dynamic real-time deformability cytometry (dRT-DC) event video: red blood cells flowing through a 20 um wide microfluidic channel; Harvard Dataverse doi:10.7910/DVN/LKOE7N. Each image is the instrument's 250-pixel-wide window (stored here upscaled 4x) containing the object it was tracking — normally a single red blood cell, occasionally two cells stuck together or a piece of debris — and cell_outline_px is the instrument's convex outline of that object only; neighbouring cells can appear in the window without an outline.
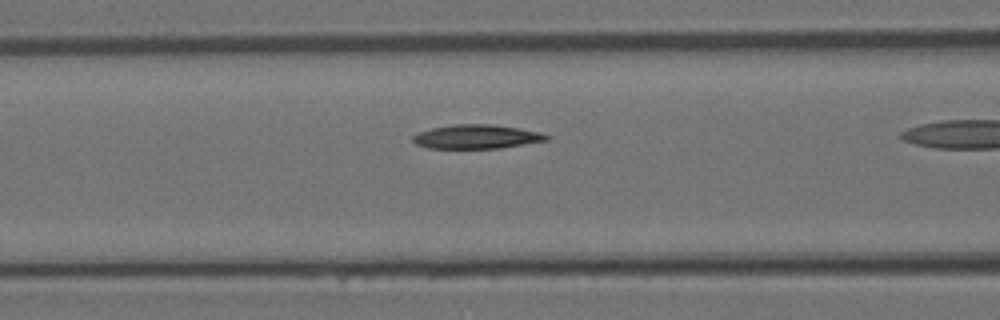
{"species": "Egyptian fruit bat (a non-hibernating species)", "species_latin": "Rousettus aegyptiacus", "temperature_condition": "room temperature", "stored_images_in_passage": 29, "camera_frame_rate_fps": 3000, "um_per_image_px": 0.085, "animal": {"sex": "female"}, "frame": {"image": 1, "passage_image": 12, "time_ms": 3.667, "image_size_px": [1000, 320], "cell_outline_px": [[548, 140], [500, 148], [428, 148], [416, 144], [412, 140], [412, 136], [420, 132], [432, 128], [452, 124], [492, 124], [540, 132], [548, 136]], "centroid_in_image_um": [40.47, 11.62], "position_along_channel_um": 126.1, "area_um2": 18.5}}
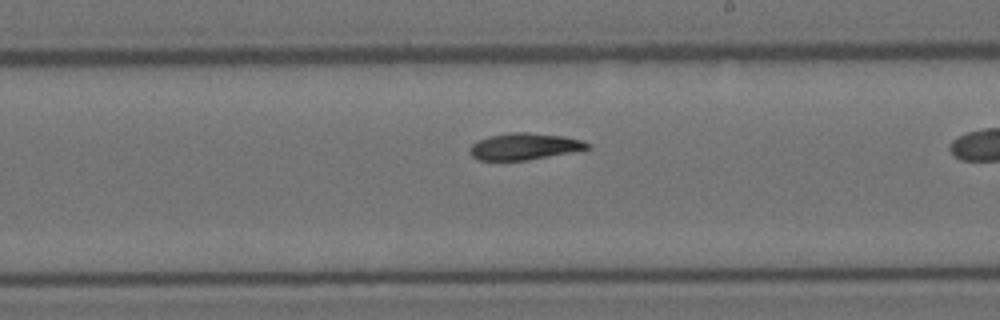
{"frame": {"image": 2, "passage_image": 20, "time_ms": 6.333, "image_size_px": [1000, 320], "cell_outline_px": [[592, 148], [584, 152], [528, 160], [476, 160], [468, 152], [468, 148], [472, 144], [488, 136], [512, 132], [528, 132], [564, 136], [580, 140], [592, 144]], "centroid_in_image_um": [44.67, 12.46], "position_along_channel_um": 244.3, "area_um2": 18.9}}
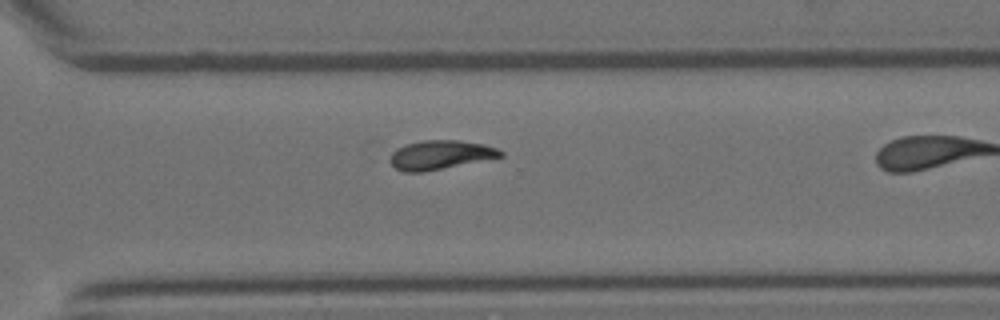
{"frame": {"image": 3, "passage_image": 26, "time_ms": 8.333, "image_size_px": [1000, 320], "cell_outline_px": [[504, 156], [424, 172], [404, 172], [396, 168], [388, 160], [392, 152], [396, 148], [404, 144], [424, 140], [460, 140], [484, 144], [496, 148], [504, 152]], "centroid_in_image_um": [37.4, 13.16], "position_along_channel_um": 333.2, "area_um2": 18.79}}